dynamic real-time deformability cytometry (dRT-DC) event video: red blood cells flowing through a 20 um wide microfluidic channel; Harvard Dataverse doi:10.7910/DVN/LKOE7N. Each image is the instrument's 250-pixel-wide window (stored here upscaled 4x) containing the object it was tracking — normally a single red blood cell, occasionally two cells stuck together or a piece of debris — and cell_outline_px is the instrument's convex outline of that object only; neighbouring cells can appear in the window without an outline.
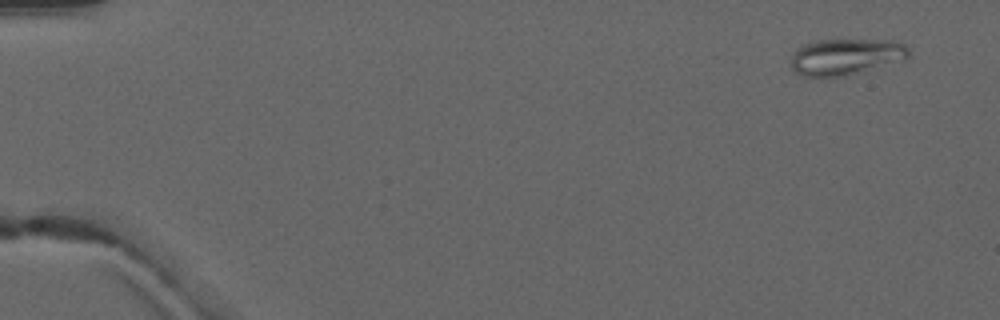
{"species": "common noctule bat (a hibernating species)", "species_latin": "Nyctalus noctula", "temperature_condition": "warm", "stored_images_in_passage": 4, "camera_frame_rate_fps": 3000, "um_per_image_px": 0.085, "animal": {"sex": "male", "forearm_length_mm": 52.5}, "frame": {"image": 1, "passage_image": 1, "time_ms": 0.0, "image_size_px": [1000, 320], "cell_outline_px": [[908, 56], [904, 60], [844, 76], [804, 76], [796, 72], [792, 68], [792, 56], [796, 48], [804, 44], [816, 40], [892, 40], [904, 44], [908, 48]], "centroid_in_image_um": [71.89, 4.81], "position_along_channel_um": 13.1, "area_um2": 24.68}}